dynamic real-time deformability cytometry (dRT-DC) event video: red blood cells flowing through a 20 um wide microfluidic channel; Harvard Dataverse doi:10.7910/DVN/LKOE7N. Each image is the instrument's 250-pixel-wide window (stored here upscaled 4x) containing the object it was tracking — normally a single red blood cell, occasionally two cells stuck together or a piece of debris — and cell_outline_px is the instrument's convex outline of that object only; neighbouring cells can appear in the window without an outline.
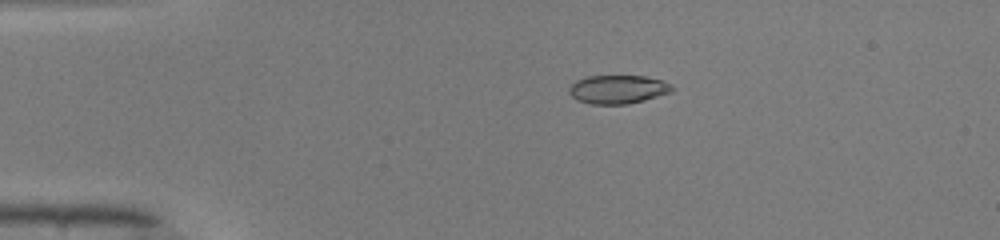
{"species": "common noctule bat (a hibernating species)", "species_latin": "Nyctalus noctula", "temperature_condition": "warm", "stored_images_in_passage": 40, "camera_frame_rate_fps": 3000, "um_per_image_px": 0.085, "animal": {"sex": "male", "body_mass_g": 19.0, "forearm_length_mm": 50.8}, "frame": {"image": 1, "passage_image": 1, "time_ms": 0.0, "image_size_px": [1000, 240], "cell_outline_px": [[672, 92], [644, 100], [628, 104], [592, 104], [576, 100], [568, 92], [568, 88], [576, 80], [588, 76], [644, 76], [660, 80], [672, 84]], "centroid_in_image_um": [52.5, 7.6], "position_along_channel_um": 32.5, "area_um2": 17.11}}
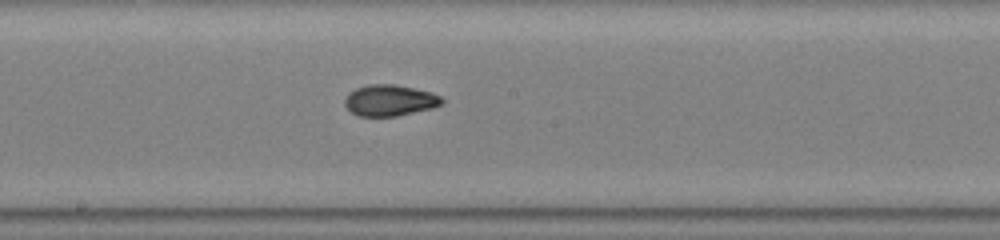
{"frame": {"image": 2, "passage_image": 18, "time_ms": 5.667, "image_size_px": [1000, 240], "cell_outline_px": [[444, 100], [440, 104], [432, 108], [396, 116], [360, 116], [352, 112], [344, 104], [344, 100], [348, 92], [356, 88], [368, 84], [396, 84], [432, 92], [440, 96]], "centroid_in_image_um": [33.11, 8.52], "position_along_channel_um": 215.1, "area_um2": 17.63}}
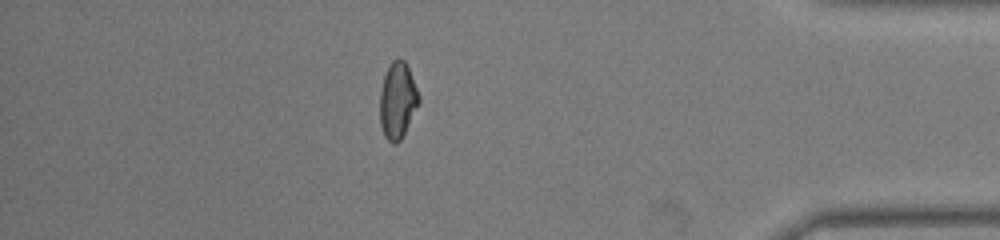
{"frame": {"image": 3, "passage_image": 34, "time_ms": 11.0, "image_size_px": [1000, 240], "cell_outline_px": [[420, 100], [400, 140], [396, 144], [392, 144], [384, 136], [380, 124], [380, 92], [384, 76], [392, 60], [400, 56], [404, 60], [408, 68], [420, 96]], "centroid_in_image_um": [33.78, 8.53], "position_along_channel_um": 401.4, "area_um2": 17.11}, "authors_computed_cell_mechanics": {"area_um2": 17.3689, "velocity_mm_per_s": 4.1486, "shape_relaxation_time_tau1_ms": 7.5337, "shape_relaxation_time_tau2_ms": 1.0968, "deformation_change_tau1": 0.2329, "deformation_change_tau2": 0.0518}}